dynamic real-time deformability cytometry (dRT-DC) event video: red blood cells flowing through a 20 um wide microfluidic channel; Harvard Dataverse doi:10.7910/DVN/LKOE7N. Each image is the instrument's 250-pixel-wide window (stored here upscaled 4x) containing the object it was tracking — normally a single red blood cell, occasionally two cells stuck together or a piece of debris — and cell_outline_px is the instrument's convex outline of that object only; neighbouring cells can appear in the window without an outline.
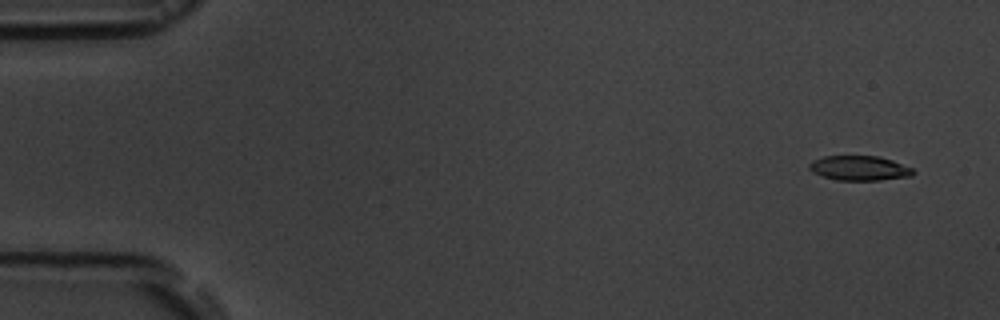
{"species": "common noctule bat (a hibernating species)", "species_latin": "Nyctalus noctula", "temperature_condition": "room temperature", "stored_images_in_passage": 4, "camera_frame_rate_fps": 3000, "um_per_image_px": 0.085, "animal": {"sex": "male", "body_mass_g": 19.5, "forearm_length_mm": 54.6}, "frame": {"image": 1, "passage_image": 1, "time_ms": 0.0, "image_size_px": [1000, 320], "cell_outline_px": [[916, 172], [912, 176], [880, 180], [836, 180], [820, 176], [812, 172], [808, 168], [808, 164], [812, 160], [824, 156], [880, 156], [892, 160], [912, 168]], "centroid_in_image_um": [73.02, 14.29], "position_along_channel_um": 12.0, "area_um2": 15.14}}
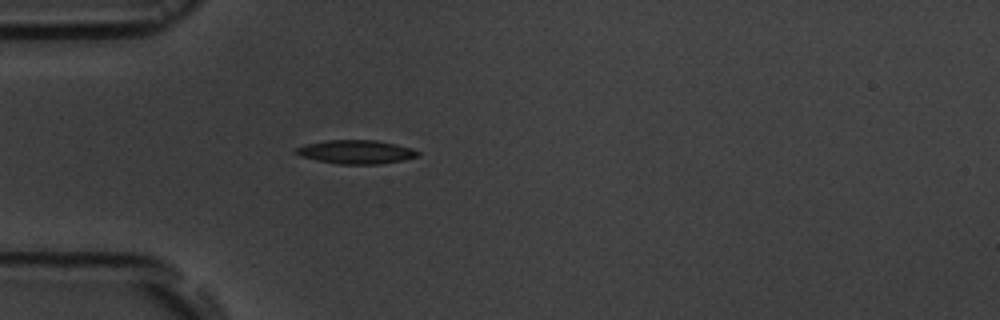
{"frame": {"image": 2, "passage_image": 4, "time_ms": 4.333, "image_size_px": [1000, 320], "cell_outline_px": [[420, 156], [404, 160], [376, 164], [340, 164], [316, 160], [300, 156], [296, 152], [296, 148], [308, 144], [328, 140], [376, 140], [396, 144], [412, 148], [420, 152]], "centroid_in_image_um": [30.32, 12.91], "position_along_channel_um": 54.7, "area_um2": 16.7}}